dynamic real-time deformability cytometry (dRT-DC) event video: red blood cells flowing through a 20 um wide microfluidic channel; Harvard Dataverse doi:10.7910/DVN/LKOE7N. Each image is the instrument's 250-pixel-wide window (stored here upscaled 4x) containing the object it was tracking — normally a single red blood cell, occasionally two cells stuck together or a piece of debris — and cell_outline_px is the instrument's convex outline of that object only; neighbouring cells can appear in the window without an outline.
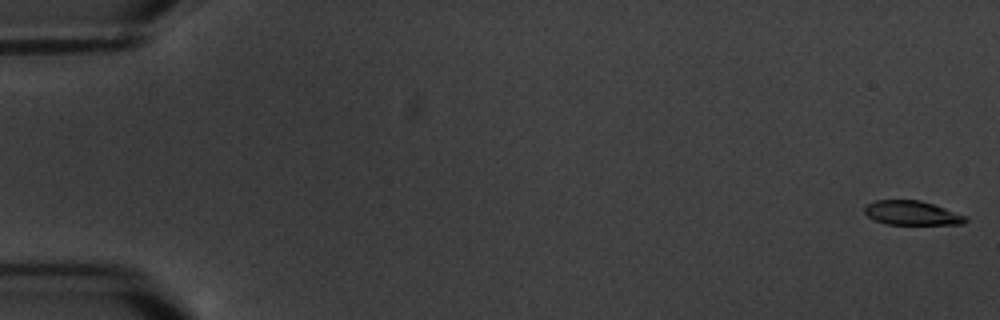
{"species": "common noctule bat (a hibernating species)", "species_latin": "Nyctalus noctula", "temperature_condition": "warm", "stored_images_in_passage": 6, "camera_frame_rate_fps": 3000, "um_per_image_px": 0.085, "animal": {"sex": "male", "body_mass_g": 20.1, "forearm_length_mm": 53.5}, "frame": {"image": 1, "passage_image": 1, "time_ms": 0.0, "image_size_px": [1000, 320], "cell_outline_px": [[968, 220], [964, 224], [884, 224], [868, 216], [864, 212], [864, 208], [868, 204], [876, 200], [920, 200], [968, 216]], "centroid_in_image_um": [77.53, 18.11], "position_along_channel_um": 7.5, "area_um2": 14.16}}
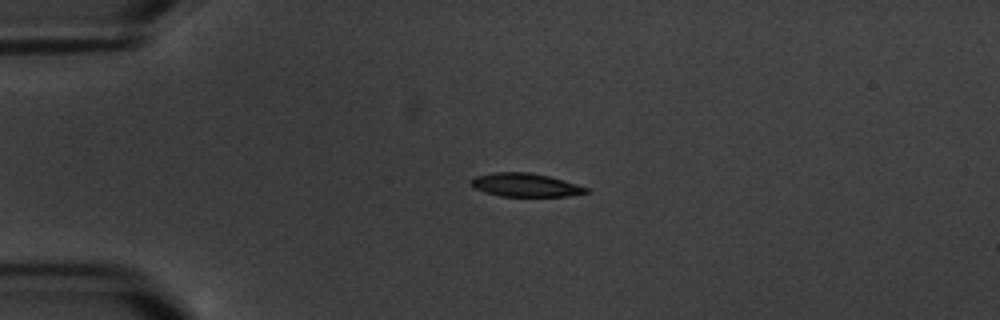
{"frame": {"image": 2, "passage_image": 5, "time_ms": 4.667, "image_size_px": [1000, 320], "cell_outline_px": [[588, 192], [568, 196], [500, 196], [484, 192], [472, 188], [472, 180], [476, 176], [496, 172], [528, 172], [548, 176], [576, 184], [588, 188]], "centroid_in_image_um": [44.63, 15.73], "position_along_channel_um": 40.4, "area_um2": 15.49}}